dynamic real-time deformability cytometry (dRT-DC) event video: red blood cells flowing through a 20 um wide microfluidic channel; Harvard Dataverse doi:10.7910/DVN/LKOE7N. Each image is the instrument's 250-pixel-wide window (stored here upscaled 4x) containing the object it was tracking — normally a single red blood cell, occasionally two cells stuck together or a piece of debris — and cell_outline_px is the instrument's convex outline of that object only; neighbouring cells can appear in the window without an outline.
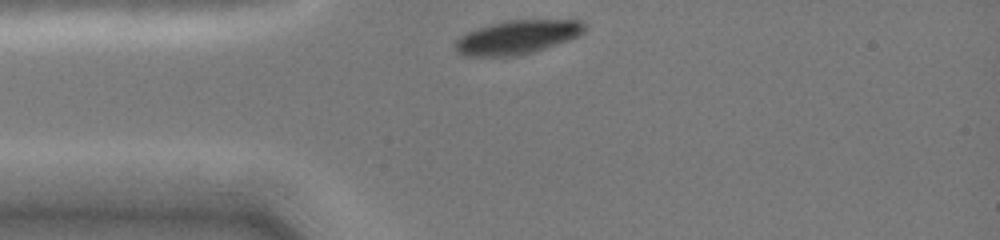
{"species": "common noctule bat (a hibernating species)", "species_latin": "Nyctalus noctula", "temperature_condition": "cold", "stored_images_in_passage": 30, "camera_frame_rate_fps": 3000, "um_per_image_px": 0.085, "animal": {"sex": "female", "body_mass_g": 19.0, "forearm_length_mm": 51.5}, "frame": {"image": 1, "passage_image": 1, "time_ms": 0.0, "image_size_px": [1000, 240], "cell_outline_px": [[588, 28], [584, 32], [568, 40], [532, 52], [516, 56], [464, 56], [456, 48], [456, 40], [460, 36], [476, 28], [508, 20], [584, 20]], "centroid_in_image_um": [44.01, 3.15], "position_along_channel_um": 41.0, "area_um2": 25.26}}
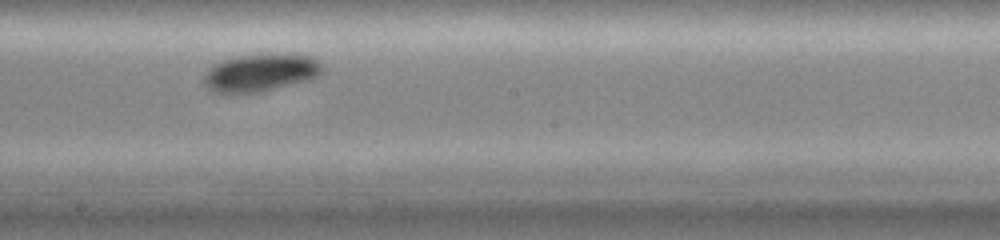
{"frame": {"image": 2, "passage_image": 16, "time_ms": 5.0, "image_size_px": [1000, 240], "cell_outline_px": [[324, 68], [320, 76], [308, 80], [256, 92], [212, 92], [204, 84], [204, 76], [208, 68], [216, 64], [228, 60], [244, 56], [288, 52], [296, 52], [312, 56]], "centroid_in_image_um": [22.23, 6.15], "position_along_channel_um": 226.0, "area_um2": 25.72}}
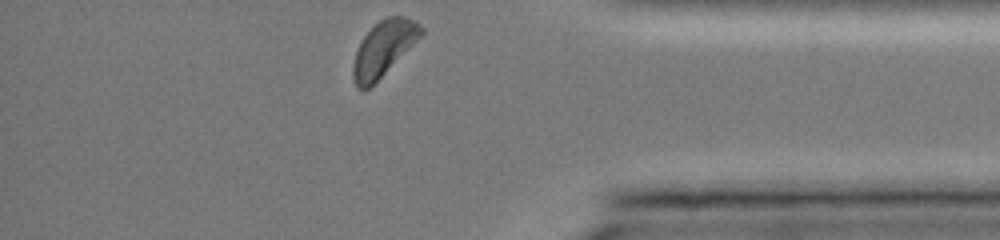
{"frame": {"image": 3, "passage_image": 30, "time_ms": 9.667, "image_size_px": [1000, 240], "cell_outline_px": [[424, 32], [368, 88], [356, 88], [352, 76], [352, 64], [356, 52], [364, 36], [380, 20], [388, 16], [404, 16], [416, 20], [424, 28]], "centroid_in_image_um": [32.59, 4.08], "position_along_channel_um": 402.6, "area_um2": 20.98}, "authors_computed_cell_mechanics": {"area_um2": 25.2297, "velocity_mm_per_s": 3.9986, "shape_relaxation_time_tau1_ms": 0.7221, "shape_relaxation_time_tau2_ms": null, "deformation_change_tau1": 0.0665, "deformation_change_tau2": null}}